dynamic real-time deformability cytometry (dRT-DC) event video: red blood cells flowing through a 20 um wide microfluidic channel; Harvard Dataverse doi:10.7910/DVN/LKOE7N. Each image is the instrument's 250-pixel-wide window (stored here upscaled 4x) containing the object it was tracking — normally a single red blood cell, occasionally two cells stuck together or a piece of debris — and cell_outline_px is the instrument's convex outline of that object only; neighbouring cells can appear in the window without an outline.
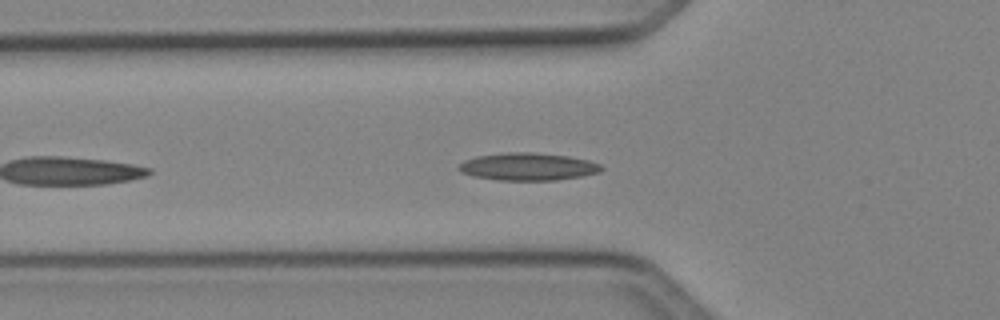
{"species": "Egyptian fruit bat (a non-hibernating species)", "species_latin": "Rousettus aegyptiacus", "temperature_condition": "cold", "stored_images_in_passage": 29, "camera_frame_rate_fps": 3000, "um_per_image_px": 0.085, "animal": {"sex": "female"}, "frame": {"image": 1, "passage_image": 5, "time_ms": 1.333, "image_size_px": [1000, 320], "cell_outline_px": [[604, 168], [600, 172], [580, 176], [556, 180], [496, 180], [472, 176], [460, 172], [456, 168], [464, 160], [476, 156], [504, 152], [532, 152], [568, 156], [588, 160], [600, 164]], "centroid_in_image_um": [44.83, 14.16], "position_along_channel_um": 81.0, "area_um2": 23.0}}
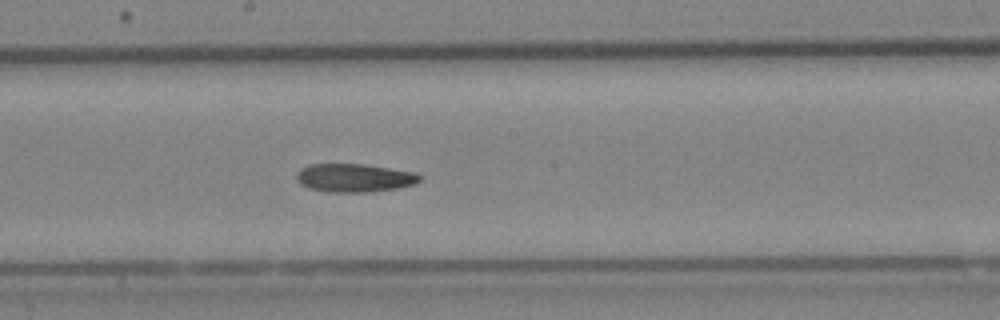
{"frame": {"image": 2, "passage_image": 15, "time_ms": 4.667, "image_size_px": [1000, 320], "cell_outline_px": [[420, 180], [416, 184], [400, 188], [364, 192], [328, 192], [308, 188], [300, 184], [296, 180], [296, 172], [300, 168], [308, 164], [364, 164], [412, 172], [420, 176]], "centroid_in_image_um": [30.06, 15.12], "position_along_channel_um": 218.1, "area_um2": 20.4}}
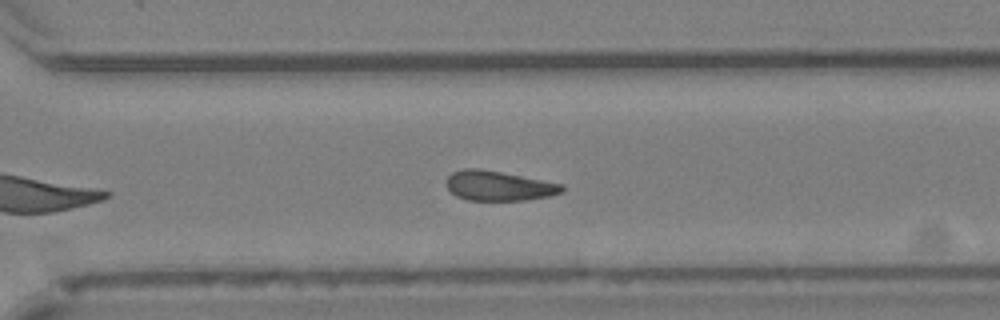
{"frame": {"image": 3, "passage_image": 23, "time_ms": 7.333, "image_size_px": [1000, 320], "cell_outline_px": [[564, 188], [560, 192], [552, 196], [524, 200], [468, 200], [456, 196], [444, 184], [444, 180], [452, 172], [464, 168], [480, 168], [564, 184]], "centroid_in_image_um": [42.35, 15.79], "position_along_channel_um": 328.2, "area_um2": 20.17}, "authors_computed_cell_mechanics": {"area_um2": 20.6346, "velocity_mm_per_s": 4.1271, "shape_relaxation_time_tau1_ms": 9.9259, "shape_relaxation_time_tau2_ms": 4.2919, "deformation_change_tau1": 0.1826, "deformation_change_tau2": 0.1131}}